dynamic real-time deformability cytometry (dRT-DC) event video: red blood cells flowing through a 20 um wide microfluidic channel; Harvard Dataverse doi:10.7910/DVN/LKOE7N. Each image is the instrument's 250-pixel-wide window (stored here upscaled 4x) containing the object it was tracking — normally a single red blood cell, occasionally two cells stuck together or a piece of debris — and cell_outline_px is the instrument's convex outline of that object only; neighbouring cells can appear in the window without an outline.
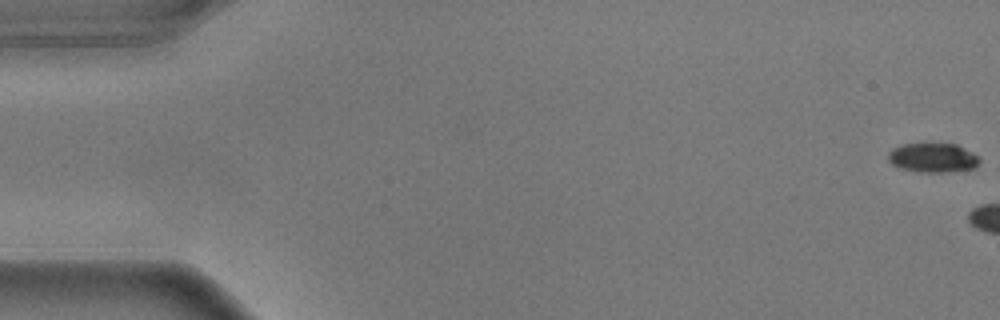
{"species": "common noctule bat (a hibernating species)", "species_latin": "Nyctalus noctula", "temperature_condition": "warm", "stored_images_in_passage": 6, "camera_frame_rate_fps": 3000, "um_per_image_px": 0.085, "animal": {"sex": "male", "body_mass_g": 17.9}, "frame": {"image": 1, "passage_image": 1, "time_ms": 0.0, "image_size_px": [1000, 320], "cell_outline_px": [[980, 160], [976, 168], [944, 172], [920, 172], [900, 168], [892, 164], [888, 160], [888, 152], [892, 148], [900, 144], [924, 140], [928, 140], [956, 144], [972, 152]], "centroid_in_image_um": [79.24, 13.34], "position_along_channel_um": 5.8, "area_um2": 16.42}}